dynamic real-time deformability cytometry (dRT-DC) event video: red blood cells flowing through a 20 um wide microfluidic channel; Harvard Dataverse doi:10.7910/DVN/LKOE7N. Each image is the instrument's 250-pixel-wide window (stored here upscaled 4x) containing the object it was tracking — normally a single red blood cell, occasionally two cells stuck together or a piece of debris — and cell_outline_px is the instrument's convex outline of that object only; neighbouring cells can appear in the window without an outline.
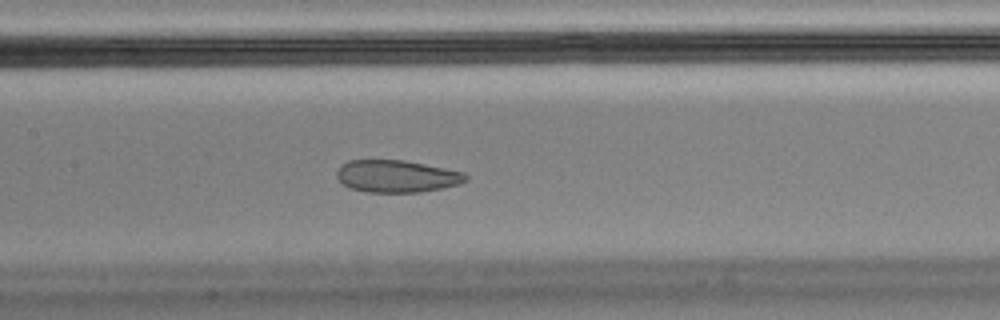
{"species": "Egyptian fruit bat (a non-hibernating species)", "species_latin": "Rousettus aegyptiacus", "temperature_condition": "cold", "stored_images_in_passage": 44, "camera_frame_rate_fps": 3000, "um_per_image_px": 0.085, "animal": {"sex": "male"}, "frame": {"image": 1, "passage_image": 26, "time_ms": 8.333, "image_size_px": [1000, 320], "cell_outline_px": [[468, 180], [460, 184], [420, 192], [368, 192], [348, 188], [336, 176], [336, 172], [348, 160], [404, 160], [464, 172], [468, 176]], "centroid_in_image_um": [33.73, 14.98], "position_along_channel_um": 173.7, "area_um2": 24.1}, "authors_computed_cell_mechanics": {"area_um2": 26.2123, "velocity_mm_per_s": 3.4609, "shape_relaxation_time_tau1_ms": null, "shape_relaxation_time_tau2_ms": 1.1176, "deformation_change_tau1": null, "deformation_change_tau2": 0.0663}}